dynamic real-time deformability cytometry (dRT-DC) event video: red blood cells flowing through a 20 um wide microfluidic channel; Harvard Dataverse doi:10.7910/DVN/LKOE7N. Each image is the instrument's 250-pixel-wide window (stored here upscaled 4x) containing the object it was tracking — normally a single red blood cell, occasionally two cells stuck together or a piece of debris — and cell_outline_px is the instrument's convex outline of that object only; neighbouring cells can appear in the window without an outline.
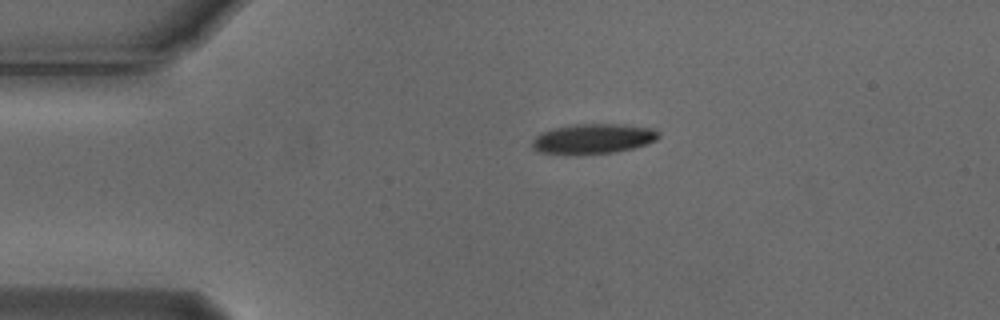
{"species": "Egyptian fruit bat (a non-hibernating species)", "species_latin": "Rousettus aegyptiacus", "temperature_condition": "cold", "stored_images_in_passage": 2, "camera_frame_rate_fps": 3000, "um_per_image_px": 0.085, "animal": {"sex": "male"}, "frame": {"image": 1, "passage_image": 1, "time_ms": 0.0, "image_size_px": [1000, 320], "cell_outline_px": [[660, 136], [656, 140], [648, 144], [616, 152], [540, 152], [532, 148], [532, 140], [540, 132], [556, 128], [576, 124], [624, 124], [652, 128], [660, 132]], "centroid_in_image_um": [50.49, 11.75], "position_along_channel_um": 34.5, "area_um2": 21.44}}